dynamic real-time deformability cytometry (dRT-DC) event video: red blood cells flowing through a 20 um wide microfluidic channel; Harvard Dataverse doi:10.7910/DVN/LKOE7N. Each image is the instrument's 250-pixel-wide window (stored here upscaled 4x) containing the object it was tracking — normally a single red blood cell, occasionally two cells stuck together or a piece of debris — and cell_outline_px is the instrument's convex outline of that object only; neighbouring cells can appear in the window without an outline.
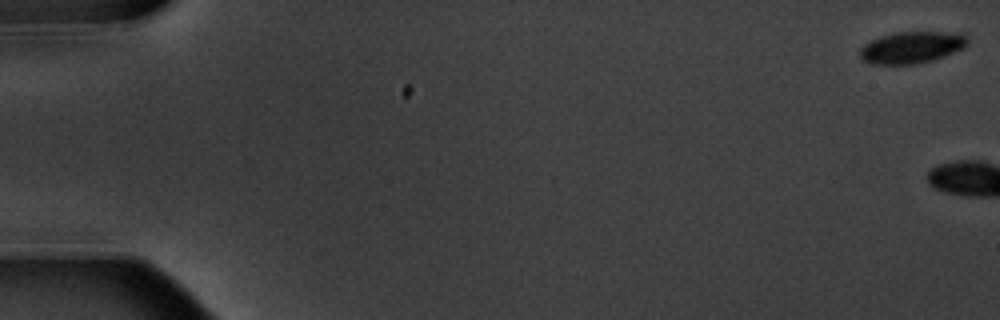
{"species": "common noctule bat (a hibernating species)", "species_latin": "Nyctalus noctula", "temperature_condition": "warm", "stored_images_in_passage": 8, "camera_frame_rate_fps": 3000, "um_per_image_px": 0.085, "animal": {"sex": "male", "body_mass_g": 20.1, "forearm_length_mm": 53.5}, "frame": {"image": 1, "passage_image": 1, "time_ms": 0.0, "image_size_px": [1000, 320], "cell_outline_px": [[968, 44], [944, 56], [932, 60], [916, 64], [868, 64], [860, 56], [860, 48], [864, 44], [872, 40], [896, 32], [960, 32], [968, 40]], "centroid_in_image_um": [77.47, 4.03], "position_along_channel_um": 7.5, "area_um2": 19.65}}